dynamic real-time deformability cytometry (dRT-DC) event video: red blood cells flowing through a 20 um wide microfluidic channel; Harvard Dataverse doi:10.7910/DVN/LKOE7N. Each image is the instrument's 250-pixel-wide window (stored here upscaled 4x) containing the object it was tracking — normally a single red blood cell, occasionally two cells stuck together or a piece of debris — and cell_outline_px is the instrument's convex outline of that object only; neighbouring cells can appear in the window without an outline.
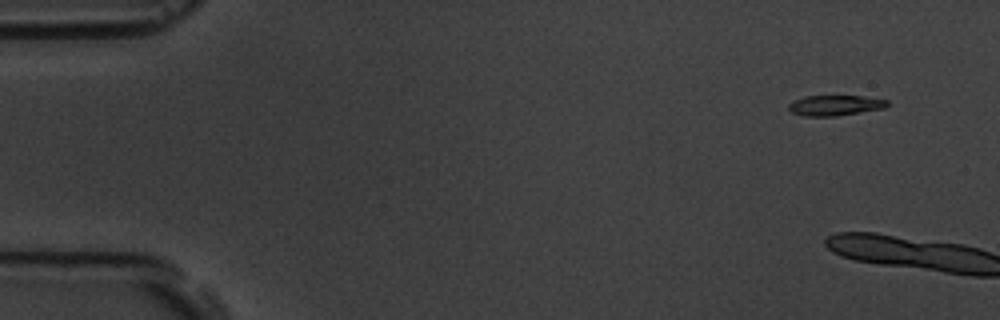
{"species": "common noctule bat (a hibernating species)", "species_latin": "Nyctalus noctula", "temperature_condition": "room temperature", "stored_images_in_passage": 4, "camera_frame_rate_fps": 3000, "um_per_image_px": 0.085, "animal": {"sex": "male", "body_mass_g": 19.5, "forearm_length_mm": 54.6}, "frame": {"image": 1, "passage_image": 1, "time_ms": 0.0, "image_size_px": [1000, 320], "cell_outline_px": [[888, 104], [884, 108], [836, 116], [804, 116], [792, 112], [788, 108], [788, 104], [804, 96], [864, 96], [888, 100]], "centroid_in_image_um": [70.98, 8.95], "position_along_channel_um": 14.0, "area_um2": 11.62}}